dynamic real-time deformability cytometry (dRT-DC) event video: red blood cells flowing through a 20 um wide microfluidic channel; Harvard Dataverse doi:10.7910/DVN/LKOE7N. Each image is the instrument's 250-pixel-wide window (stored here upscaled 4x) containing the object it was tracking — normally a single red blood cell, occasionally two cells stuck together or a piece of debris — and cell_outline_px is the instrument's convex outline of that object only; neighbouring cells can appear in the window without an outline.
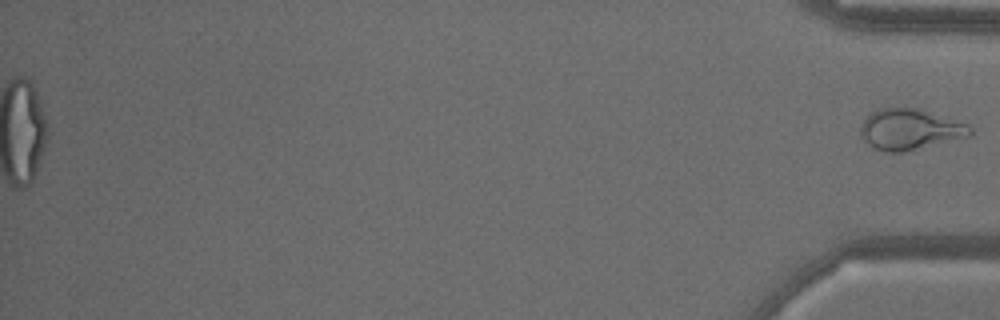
{"species": "common noctule bat (a hibernating species)", "species_latin": "Nyctalus noctula", "temperature_condition": "warm", "stored_images_in_passage": 54, "segment_of_instrument_passage": [2, 2], "camera_frame_rate_fps": 3000, "um_per_image_px": 0.085, "animal": {"sex": "male", "body_mass_g": 18.8}, "frame": {"image": 1, "passage_image": 54, "time_ms": 17.667, "image_size_px": [1000, 320], "cell_outline_px": [[972, 136], [900, 152], [884, 152], [872, 148], [860, 136], [860, 124], [864, 116], [876, 108], [916, 108], [968, 124], [972, 128]], "centroid_in_image_um": [77.28, 10.99], "position_along_channel_um": 357.9, "area_um2": 26.18}}